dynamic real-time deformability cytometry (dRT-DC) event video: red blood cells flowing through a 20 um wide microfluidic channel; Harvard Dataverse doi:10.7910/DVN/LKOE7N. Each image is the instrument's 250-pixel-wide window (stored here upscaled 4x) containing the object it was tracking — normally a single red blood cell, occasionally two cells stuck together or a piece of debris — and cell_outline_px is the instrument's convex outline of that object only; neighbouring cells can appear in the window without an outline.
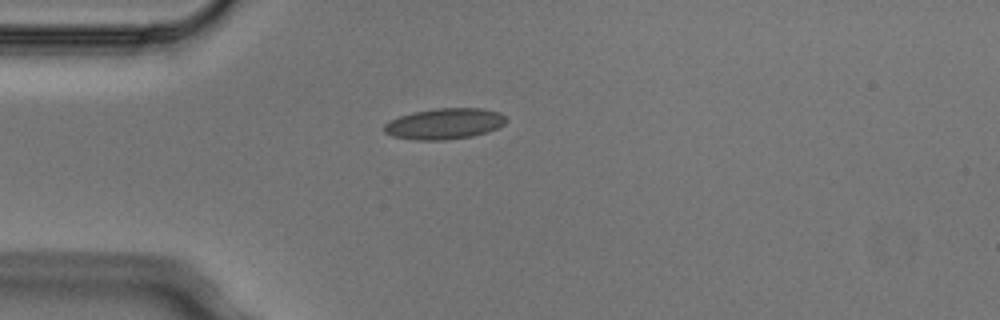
{"species": "Egyptian fruit bat (a non-hibernating species)", "species_latin": "Rousettus aegyptiacus", "temperature_condition": "cold", "stored_images_in_passage": 1, "camera_frame_rate_fps": 3000, "um_per_image_px": 0.085, "animal": {"sex": "male"}, "frame": {"image": 1, "passage_image": 1, "time_ms": 0.0, "image_size_px": [1000, 320], "cell_outline_px": [[508, 120], [504, 124], [488, 132], [472, 136], [444, 140], [412, 140], [392, 136], [384, 132], [384, 124], [388, 120], [412, 112], [436, 108], [484, 108], [500, 112], [508, 116]], "centroid_in_image_um": [37.79, 10.51], "position_along_channel_um": 47.2, "area_um2": 22.31}}